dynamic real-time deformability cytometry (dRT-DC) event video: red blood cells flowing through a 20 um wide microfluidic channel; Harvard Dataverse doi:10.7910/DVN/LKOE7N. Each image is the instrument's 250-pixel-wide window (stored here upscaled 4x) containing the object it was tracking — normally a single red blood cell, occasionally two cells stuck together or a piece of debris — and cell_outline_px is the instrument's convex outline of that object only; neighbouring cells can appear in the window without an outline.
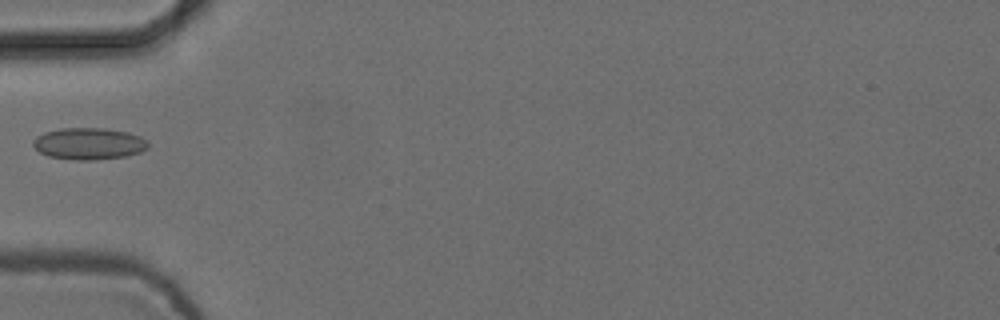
{"species": "common noctule bat (a hibernating species)", "species_latin": "Nyctalus noctula", "temperature_condition": "cold", "stored_images_in_passage": 6, "camera_frame_rate_fps": 3000, "um_per_image_px": 0.085, "animal": {"sex": "female", "body_mass_g": 24.6, "forearm_length_mm": 56.2}, "frame": {"image": 1, "passage_image": 5, "time_ms": 1.333, "image_size_px": [1000, 320], "cell_outline_px": [[148, 148], [140, 152], [124, 156], [92, 160], [76, 160], [48, 156], [40, 152], [32, 144], [32, 140], [36, 136], [44, 132], [60, 128], [104, 128], [128, 132], [140, 136], [148, 140]], "centroid_in_image_um": [7.54, 12.2], "position_along_channel_um": 77.5, "area_um2": 21.33}}
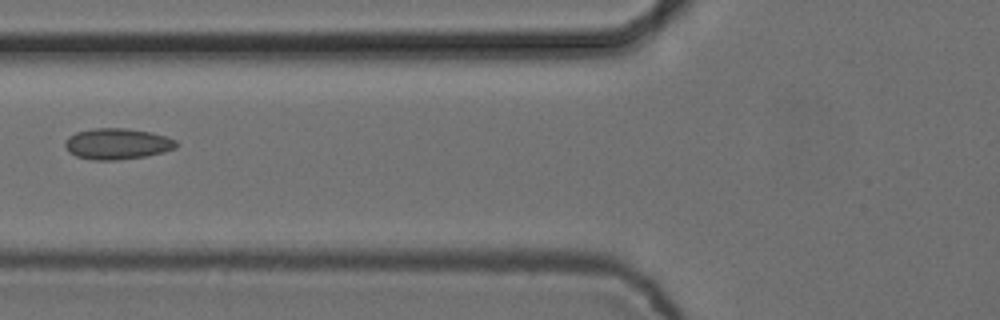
{"frame": {"image": 2, "passage_image": 6, "time_ms": 1.667, "image_size_px": [1000, 320], "cell_outline_px": [[180, 144], [176, 148], [164, 152], [144, 156], [116, 160], [92, 160], [76, 156], [68, 152], [64, 144], [68, 136], [76, 132], [96, 128], [124, 128], [152, 132], [176, 140]], "centroid_in_image_um": [9.97, 12.22], "position_along_channel_um": 115.8, "area_um2": 20.17}}